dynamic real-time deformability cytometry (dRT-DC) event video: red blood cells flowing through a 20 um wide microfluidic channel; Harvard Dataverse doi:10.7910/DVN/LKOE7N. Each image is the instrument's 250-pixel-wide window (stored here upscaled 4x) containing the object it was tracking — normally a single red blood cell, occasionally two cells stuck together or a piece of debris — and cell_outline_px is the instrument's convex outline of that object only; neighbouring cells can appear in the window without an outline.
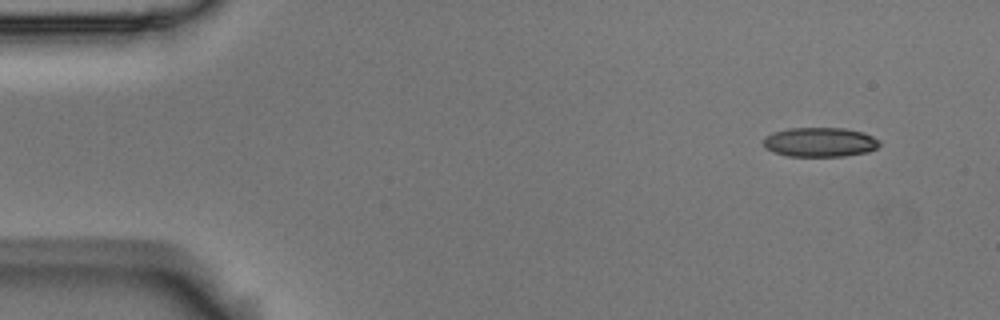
{"species": "Egyptian fruit bat (a non-hibernating species)", "species_latin": "Rousettus aegyptiacus", "temperature_condition": "room temperature", "stored_images_in_passage": 53, "camera_frame_rate_fps": 3000, "um_per_image_px": 0.085, "animal": {"sex": "male"}, "frame": {"image": 1, "passage_image": 1, "time_ms": 0.0, "image_size_px": [1000, 320], "cell_outline_px": [[880, 144], [876, 148], [868, 152], [844, 156], [788, 156], [776, 152], [768, 148], [764, 144], [764, 136], [772, 132], [788, 128], [844, 128], [864, 132], [880, 140]], "centroid_in_image_um": [69.72, 12.07], "position_along_channel_um": 15.3, "area_um2": 19.88}}
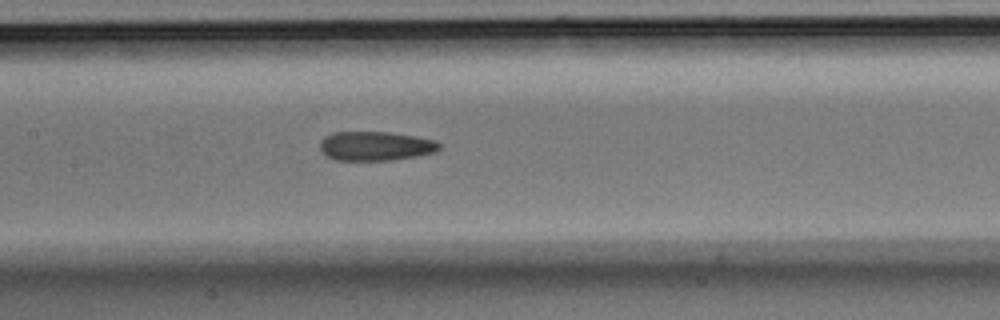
{"frame": {"image": 2, "passage_image": 23, "time_ms": 7.333, "image_size_px": [1000, 320], "cell_outline_px": [[440, 148], [436, 152], [416, 156], [392, 160], [336, 160], [328, 156], [320, 148], [320, 140], [324, 136], [332, 132], [388, 132], [416, 136], [432, 140], [440, 144]], "centroid_in_image_um": [31.91, 12.41], "position_along_channel_um": 175.5, "area_um2": 20.23}}
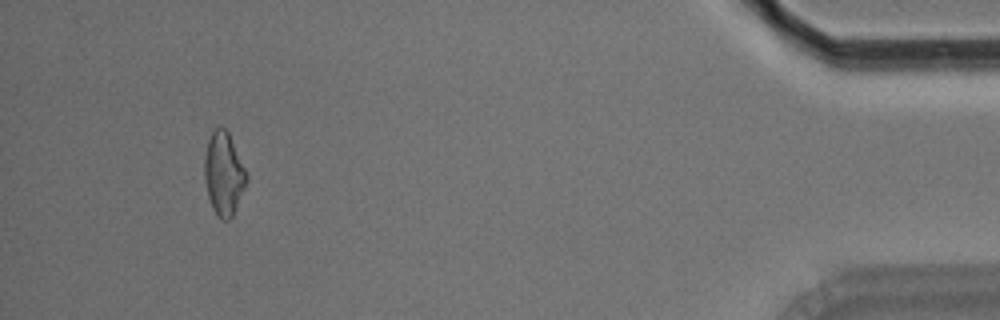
{"frame": {"image": 3, "passage_image": 49, "time_ms": 16.0, "image_size_px": [1000, 320], "cell_outline_px": [[248, 180], [232, 216], [228, 220], [224, 220], [216, 216], [212, 208], [208, 196], [204, 180], [204, 156], [208, 140], [212, 132], [216, 128], [224, 128], [228, 132], [248, 176]], "centroid_in_image_um": [19.0, 14.79], "position_along_channel_um": 416.2, "area_um2": 20.17}, "authors_computed_cell_mechanics": {"area_um2": 20.6346, "velocity_mm_per_s": 3.5672, "shape_relaxation_time_tau1_ms": 5.3798, "shape_relaxation_time_tau2_ms": 3.6696, "deformation_change_tau1": 0.1416, "deformation_change_tau2": 0.1357}}